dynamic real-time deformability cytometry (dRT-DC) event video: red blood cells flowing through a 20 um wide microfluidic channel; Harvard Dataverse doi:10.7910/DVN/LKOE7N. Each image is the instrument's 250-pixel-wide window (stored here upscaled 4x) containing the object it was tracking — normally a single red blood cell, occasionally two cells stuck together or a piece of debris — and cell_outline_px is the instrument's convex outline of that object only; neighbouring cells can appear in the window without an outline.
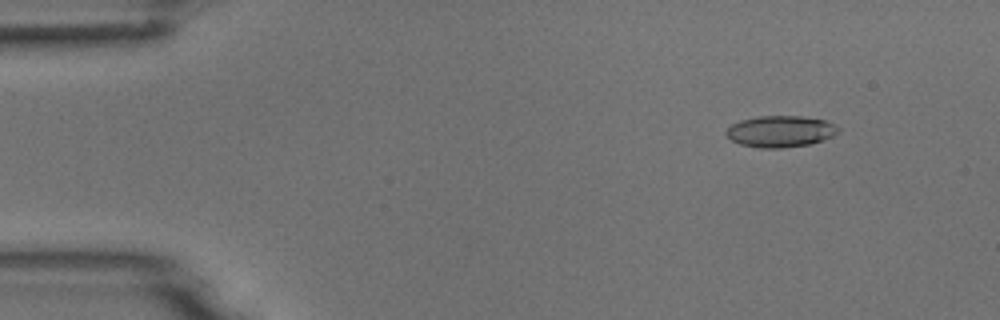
{"species": "common noctule bat (a hibernating species)", "species_latin": "Nyctalus noctula", "temperature_condition": "room temperature", "stored_images_in_passage": 41, "camera_frame_rate_fps": 3000, "um_per_image_px": 0.085, "animal": {"sex": "male", "body_mass_g": 18.8}, "frame": {"image": 1, "passage_image": 6, "time_ms": 1.667, "image_size_px": [1000, 320], "cell_outline_px": [[840, 128], [832, 136], [824, 140], [808, 144], [784, 148], [760, 148], [740, 144], [732, 140], [724, 132], [732, 124], [740, 120], [760, 116], [800, 116], [824, 120], [836, 124]], "centroid_in_image_um": [66.33, 11.17], "position_along_channel_um": 18.7, "area_um2": 20.46}}
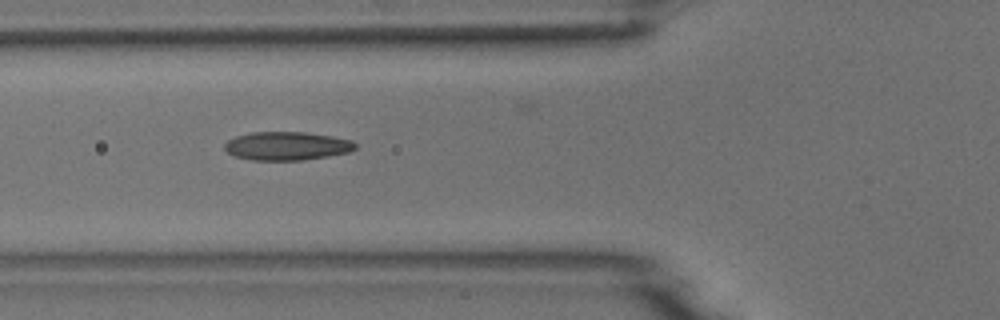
{"frame": {"image": 2, "passage_image": 19, "time_ms": 6.0, "image_size_px": [1000, 320], "cell_outline_px": [[356, 148], [348, 152], [328, 156], [304, 160], [252, 160], [236, 156], [228, 152], [224, 148], [224, 144], [228, 140], [236, 136], [252, 132], [308, 132], [332, 136], [352, 140], [356, 144]], "centroid_in_image_um": [24.39, 12.4], "position_along_channel_um": 101.4, "area_um2": 21.68}}
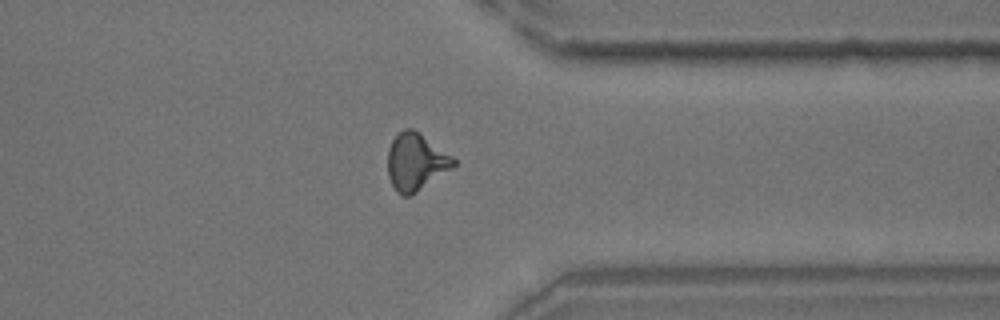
{"frame": {"image": 3, "passage_image": 40, "time_ms": 13.0, "image_size_px": [1000, 320], "cell_outline_px": [[456, 164], [452, 168], [412, 196], [400, 196], [396, 192], [388, 176], [388, 148], [392, 140], [404, 128], [412, 128], [420, 132], [452, 156], [456, 160]], "centroid_in_image_um": [35.34, 13.78], "position_along_channel_um": 376.1, "area_um2": 22.08}}